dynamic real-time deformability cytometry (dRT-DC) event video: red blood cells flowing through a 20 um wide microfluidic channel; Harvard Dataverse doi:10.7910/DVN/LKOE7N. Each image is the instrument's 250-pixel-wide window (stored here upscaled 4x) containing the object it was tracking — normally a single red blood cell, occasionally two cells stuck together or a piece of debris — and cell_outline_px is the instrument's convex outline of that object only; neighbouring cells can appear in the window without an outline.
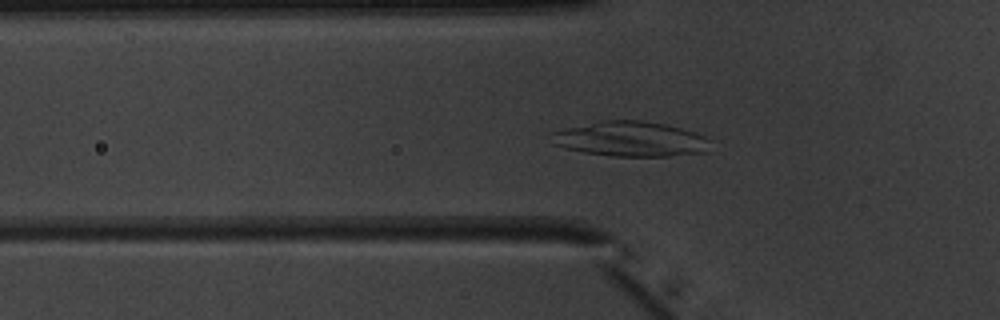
{"species": "common noctule bat (a hibernating species)", "species_latin": "Nyctalus noctula", "temperature_condition": "warm", "stored_images_in_passage": 52, "camera_frame_rate_fps": 3000, "um_per_image_px": 0.085, "animal": {"sex": "male", "body_mass_g": 20.1, "forearm_length_mm": 53.5}, "frame": {"image": 1, "passage_image": 19, "time_ms": 6.0, "image_size_px": [1000, 320], "cell_outline_px": [[712, 140], [708, 152], [668, 156], [612, 156], [584, 152], [564, 148], [552, 144], [548, 132], [564, 128], [600, 120], [644, 120], [664, 124], [680, 128], [704, 136]], "centroid_in_image_um": [53.55, 11.81], "position_along_channel_um": 72.3, "area_um2": 32.83}}
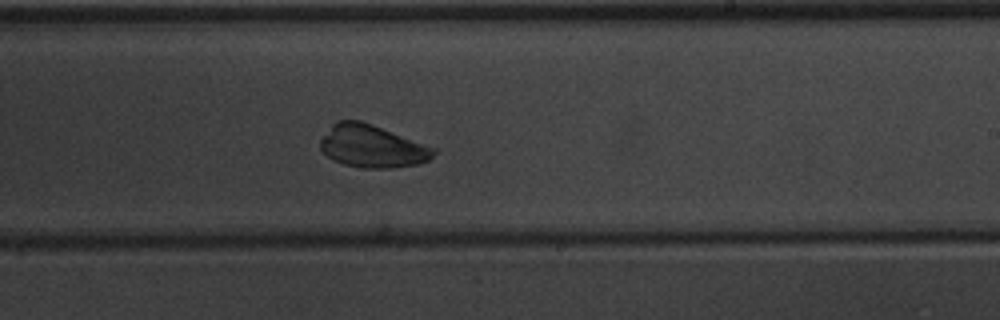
{"frame": {"image": 2, "passage_image": 33, "time_ms": 10.667, "image_size_px": [1000, 320], "cell_outline_px": [[436, 152], [428, 160], [416, 164], [392, 168], [360, 168], [344, 164], [332, 160], [320, 148], [320, 140], [332, 124], [336, 120], [360, 120], [372, 124], [436, 148]], "centroid_in_image_um": [31.61, 12.43], "position_along_channel_um": 257.4, "area_um2": 28.03}}
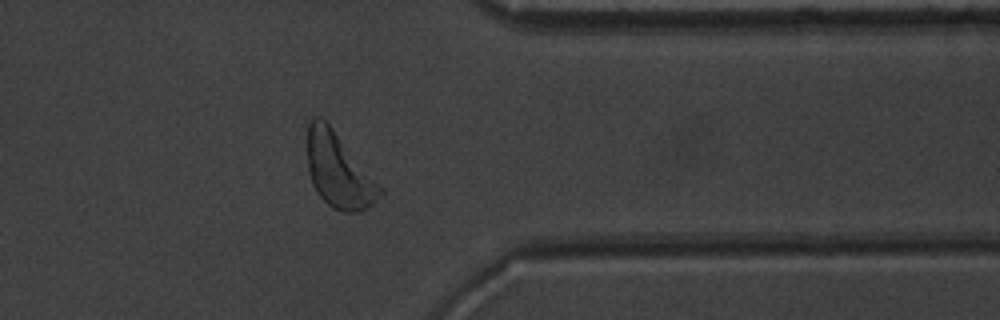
{"frame": {"image": 3, "passage_image": 43, "time_ms": 14.0, "image_size_px": [1000, 320], "cell_outline_px": [[384, 192], [368, 208], [356, 212], [344, 212], [332, 208], [316, 192], [312, 184], [308, 172], [308, 124], [312, 116], [320, 116], [332, 128], [384, 188]], "centroid_in_image_um": [28.79, 14.51], "position_along_channel_um": 382.6, "area_um2": 31.5}}